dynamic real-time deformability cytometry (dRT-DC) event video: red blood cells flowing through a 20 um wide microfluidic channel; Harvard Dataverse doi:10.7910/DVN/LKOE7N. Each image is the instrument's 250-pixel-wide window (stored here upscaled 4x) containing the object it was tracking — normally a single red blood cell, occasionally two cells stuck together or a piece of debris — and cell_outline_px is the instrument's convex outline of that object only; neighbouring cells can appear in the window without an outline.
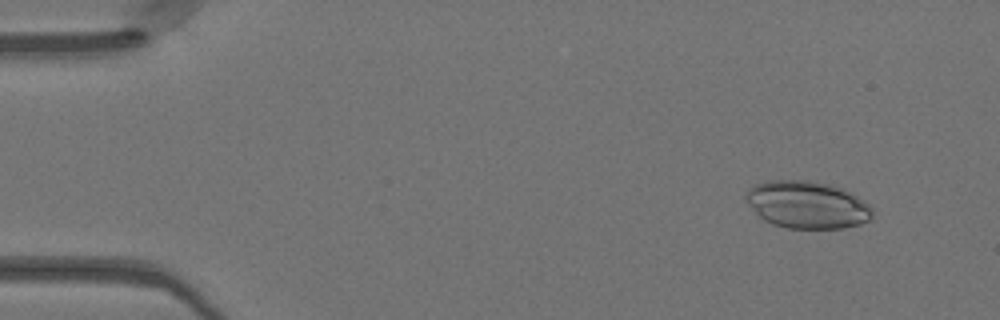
{"species": "Egyptian fruit bat (a non-hibernating species)", "species_latin": "Rousettus aegyptiacus", "temperature_condition": "warm", "stored_images_in_passage": 50, "camera_frame_rate_fps": 3000, "um_per_image_px": 0.085, "animal": {"sex": "female"}, "frame": {"image": 1, "passage_image": 5, "time_ms": 1.333, "image_size_px": [1000, 320], "cell_outline_px": [[872, 216], [868, 220], [860, 224], [844, 228], [788, 228], [772, 224], [764, 220], [748, 204], [744, 196], [748, 188], [756, 184], [768, 180], [808, 180], [828, 184], [844, 188], [852, 192], [864, 200], [872, 208]], "centroid_in_image_um": [68.61, 17.39], "position_along_channel_um": 16.4, "area_um2": 35.08}}
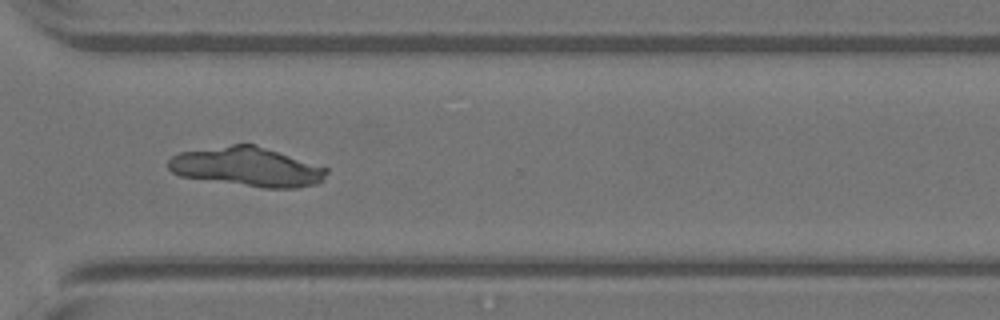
{"frame": {"image": 2, "passage_image": 37, "time_ms": 12.0, "image_size_px": [1000, 320], "cell_outline_px": [[328, 172], [324, 180], [316, 184], [296, 188], [264, 188], [180, 176], [172, 172], [168, 168], [168, 160], [172, 156], [180, 152], [232, 144], [256, 144], [328, 168]], "centroid_in_image_um": [21.02, 14.18], "position_along_channel_um": 349.6, "area_um2": 36.18}}
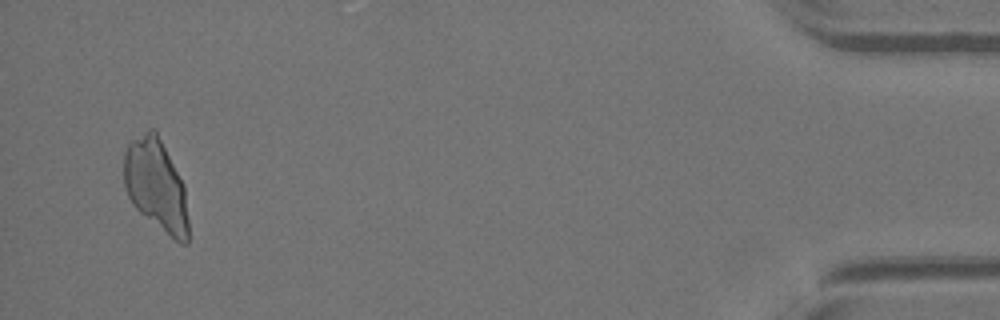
{"frame": {"image": 3, "passage_image": 48, "time_ms": 15.667, "image_size_px": [1000, 320], "cell_outline_px": [[188, 244], [180, 244], [140, 212], [132, 204], [128, 196], [124, 184], [124, 152], [128, 144], [132, 140], [148, 128], [156, 128], [184, 184], [188, 220]], "centroid_in_image_um": [13.27, 15.7], "position_along_channel_um": 421.9, "area_um2": 34.62}}